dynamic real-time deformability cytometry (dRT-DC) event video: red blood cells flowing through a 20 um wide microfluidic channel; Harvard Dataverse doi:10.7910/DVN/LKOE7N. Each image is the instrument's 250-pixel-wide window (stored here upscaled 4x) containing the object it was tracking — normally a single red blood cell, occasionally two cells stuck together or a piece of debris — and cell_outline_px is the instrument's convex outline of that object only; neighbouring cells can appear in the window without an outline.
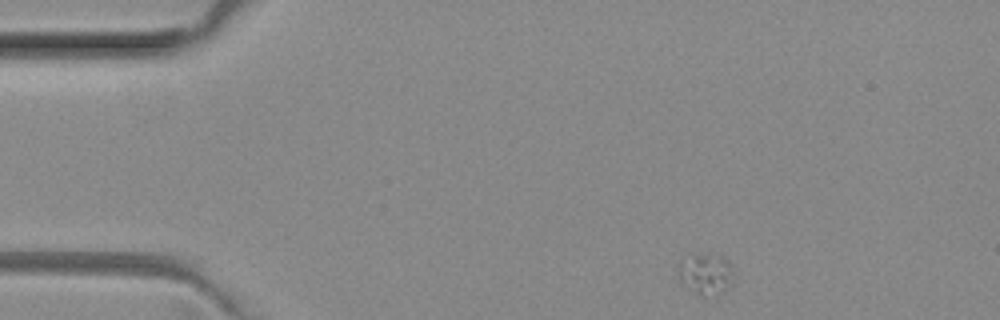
{"species": "common noctule bat (a hibernating species)", "species_latin": "Nyctalus noctula", "temperature_condition": "room temperature", "stored_images_in_passage": 3, "camera_frame_rate_fps": 3000, "um_per_image_px": 0.085, "animal": {"sex": "female", "body_mass_g": 29.2, "forearm_length_mm": 56.3}, "frame": {"image": 1, "passage_image": 1, "time_ms": 0.0, "image_size_px": [1000, 320], "cell_outline_px": [[732, 284], [728, 288], [704, 296], [688, 288], [676, 276], [676, 268], [680, 256], [692, 252], [720, 256], [728, 260], [732, 264]], "centroid_in_image_um": [59.89, 23.19], "position_along_channel_um": 25.1, "area_um2": 13.64}}